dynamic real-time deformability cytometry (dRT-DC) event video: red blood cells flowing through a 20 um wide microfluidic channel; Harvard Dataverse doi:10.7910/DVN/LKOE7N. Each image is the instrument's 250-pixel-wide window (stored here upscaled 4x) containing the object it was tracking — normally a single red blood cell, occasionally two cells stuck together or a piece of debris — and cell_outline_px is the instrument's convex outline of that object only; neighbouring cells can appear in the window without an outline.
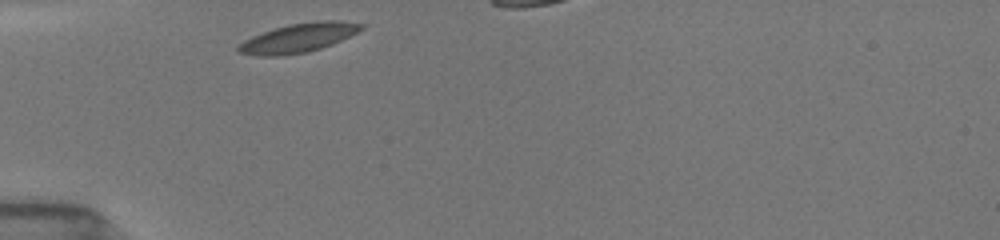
{"species": "common noctule bat (a hibernating species)", "species_latin": "Nyctalus noctula", "temperature_condition": "room temperature", "stored_images_in_passage": 8, "segment_of_instrument_passage": [1, 2], "camera_frame_rate_fps": 3000, "um_per_image_px": 0.085, "animal": {"sex": "female", "body_mass_g": 19.5, "forearm_length_mm": 54.1}, "frame": {"image": 1, "passage_image": 1, "time_ms": 0.0, "image_size_px": [1000, 240], "cell_outline_px": [[364, 28], [332, 44], [308, 52], [280, 56], [260, 56], [236, 52], [236, 48], [244, 40], [252, 36], [288, 24], [316, 20], [340, 20], [364, 24]], "centroid_in_image_um": [25.35, 3.21], "position_along_channel_um": 59.6, "area_um2": 20.75}}
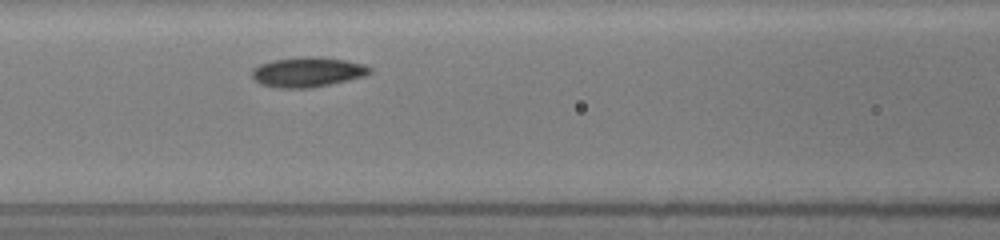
{"frame": {"image": 2, "passage_image": 5, "time_ms": 1.333, "image_size_px": [1000, 240], "cell_outline_px": [[372, 72], [364, 76], [348, 80], [308, 88], [280, 88], [260, 84], [252, 76], [252, 68], [260, 64], [272, 60], [304, 56], [312, 56], [344, 60], [364, 64], [372, 68]], "centroid_in_image_um": [26.13, 6.12], "position_along_channel_um": 140.5, "area_um2": 20.4}}
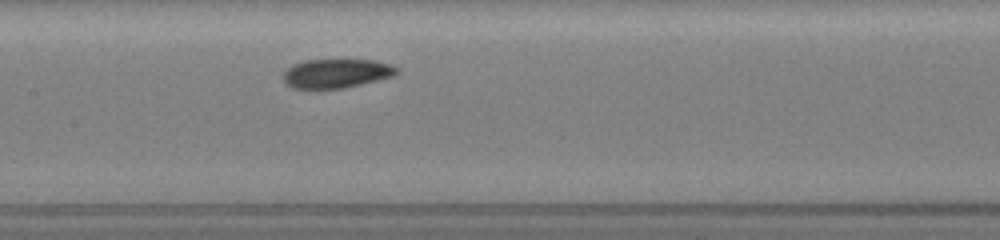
{"frame": {"image": 3, "passage_image": 7, "time_ms": 2.0, "image_size_px": [1000, 240], "cell_outline_px": [[400, 72], [392, 76], [344, 88], [292, 88], [284, 84], [284, 72], [292, 64], [304, 60], [372, 60], [388, 64], [400, 68]], "centroid_in_image_um": [28.57, 6.23], "position_along_channel_um": 178.8, "area_um2": 19.07}}